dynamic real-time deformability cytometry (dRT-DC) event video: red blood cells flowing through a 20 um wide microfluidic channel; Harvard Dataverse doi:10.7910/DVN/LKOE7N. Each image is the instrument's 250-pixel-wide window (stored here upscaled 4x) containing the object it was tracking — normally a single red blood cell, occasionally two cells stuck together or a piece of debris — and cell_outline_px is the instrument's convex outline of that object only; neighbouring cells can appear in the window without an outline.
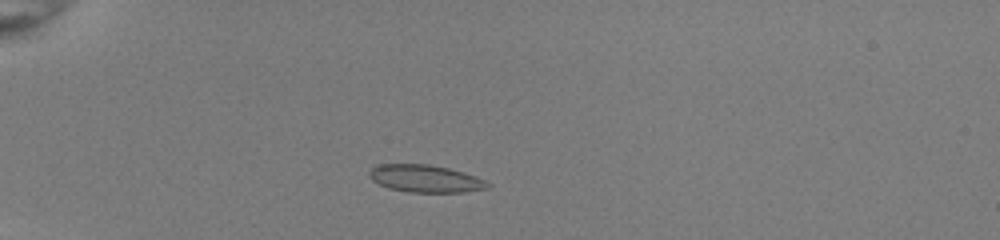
{"species": "common noctule bat (a hibernating species)", "species_latin": "Nyctalus noctula", "temperature_condition": "room temperature", "stored_images_in_passage": 40, "camera_frame_rate_fps": 3000, "um_per_image_px": 0.085, "animal": {"sex": "female", "body_mass_g": 22.0, "forearm_length_mm": 56.7}, "frame": {"image": 1, "passage_image": 10, "time_ms": 3.0, "image_size_px": [1000, 240], "cell_outline_px": [[492, 184], [488, 188], [460, 192], [412, 192], [388, 188], [372, 180], [368, 176], [368, 172], [376, 164], [428, 164], [448, 168], [464, 172], [476, 176]], "centroid_in_image_um": [36.14, 15.17], "position_along_channel_um": 48.9, "area_um2": 18.9}}
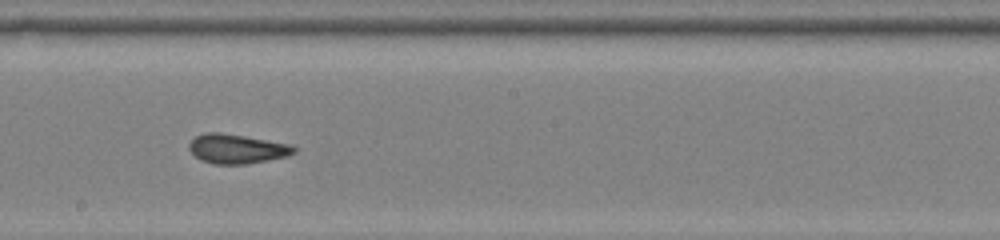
{"frame": {"image": 2, "passage_image": 26, "time_ms": 8.333, "image_size_px": [1000, 240], "cell_outline_px": [[296, 152], [284, 156], [244, 164], [216, 164], [204, 160], [196, 156], [188, 148], [188, 144], [196, 136], [204, 132], [220, 132], [244, 136], [288, 144], [296, 148]], "centroid_in_image_um": [20.08, 12.63], "position_along_channel_um": 228.1, "area_um2": 17.46}}
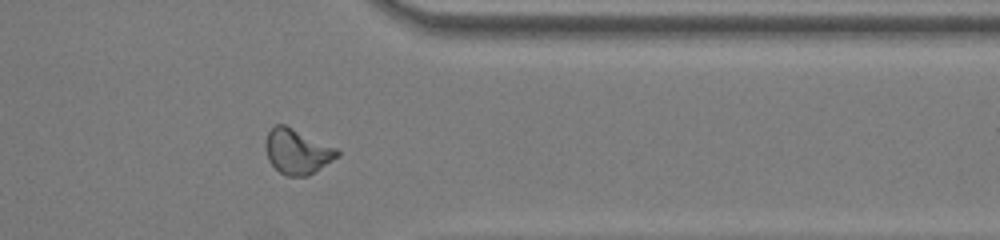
{"frame": {"image": 3, "passage_image": 38, "time_ms": 12.333, "image_size_px": [1000, 240], "cell_outline_px": [[340, 156], [308, 176], [288, 176], [280, 172], [268, 160], [264, 144], [268, 132], [276, 124], [284, 124], [336, 148], [340, 152]], "centroid_in_image_um": [25.26, 12.88], "position_along_channel_um": 386.1, "area_um2": 18.67}, "authors_computed_cell_mechanics": {"area_um2": 18.0625, "velocity_mm_per_s": 4.0021, "shape_relaxation_time_tau1_ms": null, "shape_relaxation_time_tau2_ms": 1.378, "deformation_change_tau1": null, "deformation_change_tau2": 0.0575}}